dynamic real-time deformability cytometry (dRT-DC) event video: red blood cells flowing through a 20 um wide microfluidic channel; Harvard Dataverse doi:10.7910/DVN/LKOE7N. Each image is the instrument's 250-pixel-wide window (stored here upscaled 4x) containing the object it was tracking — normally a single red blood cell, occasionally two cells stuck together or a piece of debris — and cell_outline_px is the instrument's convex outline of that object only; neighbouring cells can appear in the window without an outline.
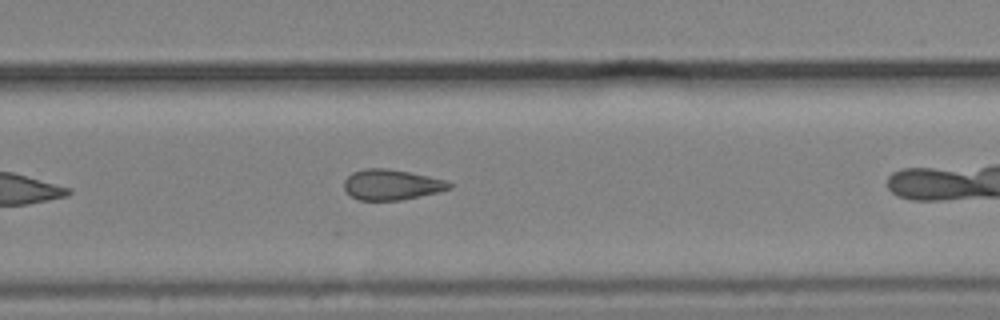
{"species": "common noctule bat (a hibernating species)", "species_latin": "Nyctalus noctula", "temperature_condition": "cold", "stored_images_in_passage": 10, "camera_frame_rate_fps": 3000, "um_per_image_px": 0.085, "animal": {"sex": "male", "body_mass_g": 19.2, "forearm_length_mm": 51.8}, "frame": {"image": 1, "passage_image": 9, "time_ms": 10.667, "image_size_px": [1000, 320], "cell_outline_px": [[452, 188], [440, 192], [400, 200], [360, 200], [352, 196], [344, 188], [344, 180], [352, 172], [364, 168], [388, 168], [428, 176], [444, 180], [452, 184]], "centroid_in_image_um": [33.28, 15.69], "position_along_channel_um": 296.5, "area_um2": 18.61}}